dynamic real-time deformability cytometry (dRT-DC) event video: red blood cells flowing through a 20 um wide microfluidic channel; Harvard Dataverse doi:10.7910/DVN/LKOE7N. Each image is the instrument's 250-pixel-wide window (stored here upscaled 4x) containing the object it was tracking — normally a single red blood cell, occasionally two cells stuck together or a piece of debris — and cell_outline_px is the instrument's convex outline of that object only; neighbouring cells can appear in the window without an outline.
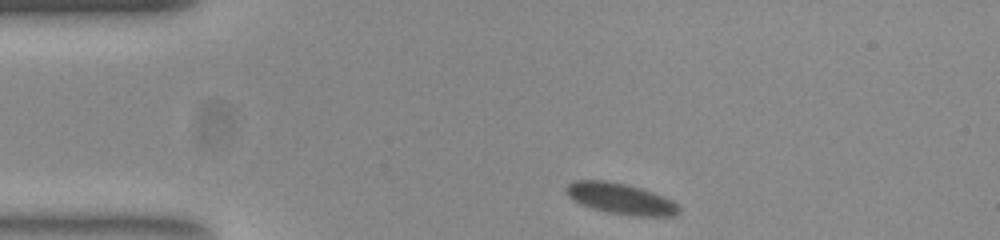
{"species": "common noctule bat (a hibernating species)", "species_latin": "Nyctalus noctula", "temperature_condition": "room temperature", "stored_images_in_passage": 25, "camera_frame_rate_fps": 3000, "um_per_image_px": 0.085, "animal": {"sex": "female", "body_mass_g": 23.0, "forearm_length_mm": 53.4}, "frame": {"image": 1, "passage_image": 1, "time_ms": 0.0, "image_size_px": [1000, 240], "cell_outline_px": [[680, 212], [676, 216], [632, 216], [608, 212], [592, 208], [580, 204], [568, 196], [564, 192], [564, 188], [568, 184], [576, 180], [604, 180], [624, 184], [640, 188], [652, 192], [672, 200], [680, 208]], "centroid_in_image_um": [52.74, 16.89], "position_along_channel_um": 32.3, "area_um2": 20.35}}
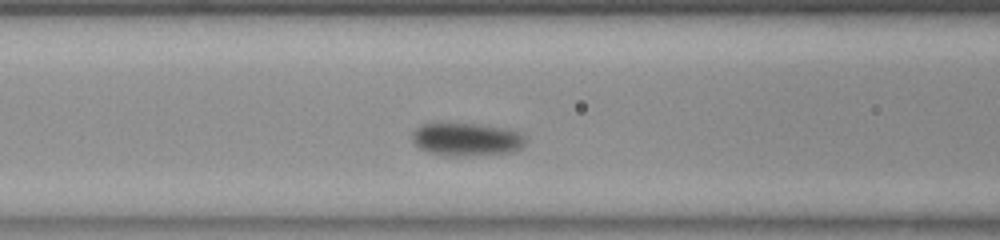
{"frame": {"image": 2, "passage_image": 13, "time_ms": 4.0, "image_size_px": [1000, 240], "cell_outline_px": [[524, 144], [520, 148], [512, 152], [464, 156], [452, 156], [428, 152], [420, 148], [412, 140], [412, 132], [416, 128], [424, 124], [472, 124], [500, 128], [516, 132], [524, 136]], "centroid_in_image_um": [39.61, 11.86], "position_along_channel_um": 127.0, "area_um2": 21.21}}
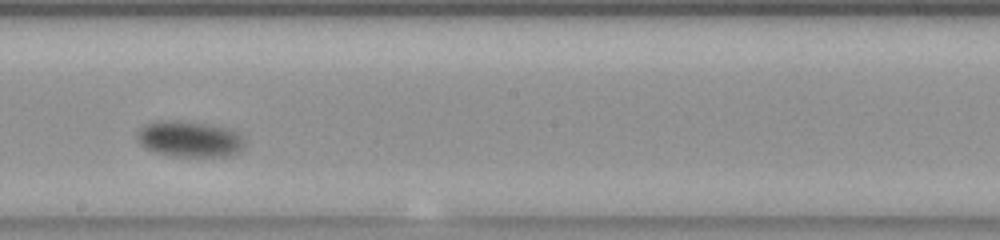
{"frame": {"image": 3, "passage_image": 22, "time_ms": 7.0, "image_size_px": [1000, 240], "cell_outline_px": [[244, 144], [232, 156], [172, 156], [156, 152], [140, 144], [136, 140], [136, 132], [144, 124], [156, 120], [184, 120], [228, 128], [236, 132], [240, 136]], "centroid_in_image_um": [16.03, 11.79], "position_along_channel_um": 232.2, "area_um2": 22.54}}